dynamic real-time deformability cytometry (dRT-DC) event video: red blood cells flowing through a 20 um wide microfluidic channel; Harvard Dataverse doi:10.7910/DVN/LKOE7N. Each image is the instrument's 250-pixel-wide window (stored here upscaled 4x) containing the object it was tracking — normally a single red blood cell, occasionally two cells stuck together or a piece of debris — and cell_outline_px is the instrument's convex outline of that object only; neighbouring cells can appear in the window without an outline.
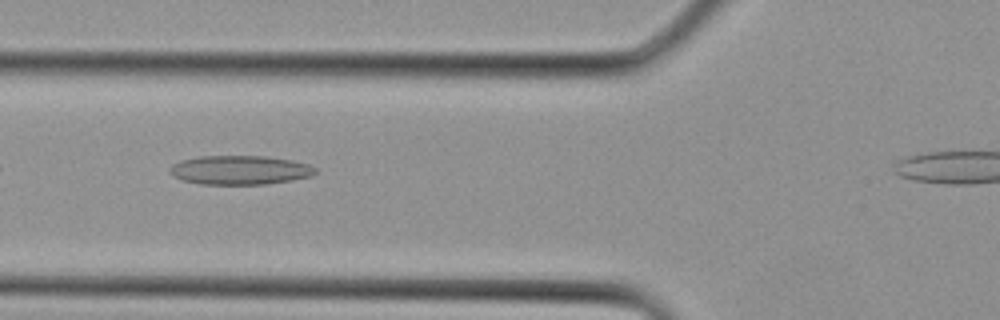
{"species": "Egyptian fruit bat (a non-hibernating species)", "species_latin": "Rousettus aegyptiacus", "temperature_condition": "cold", "stored_images_in_passage": 4, "camera_frame_rate_fps": 3000, "um_per_image_px": 0.085, "animal": {"sex": "female"}, "frame": {"image": 1, "passage_image": 3, "time_ms": 0.667, "image_size_px": [1000, 320], "cell_outline_px": [[316, 172], [312, 176], [292, 180], [264, 184], [200, 184], [184, 180], [172, 176], [168, 172], [172, 164], [180, 160], [200, 156], [264, 156], [292, 160], [308, 164], [316, 168]], "centroid_in_image_um": [20.37, 14.45], "position_along_channel_um": 105.4, "area_um2": 24.68}}